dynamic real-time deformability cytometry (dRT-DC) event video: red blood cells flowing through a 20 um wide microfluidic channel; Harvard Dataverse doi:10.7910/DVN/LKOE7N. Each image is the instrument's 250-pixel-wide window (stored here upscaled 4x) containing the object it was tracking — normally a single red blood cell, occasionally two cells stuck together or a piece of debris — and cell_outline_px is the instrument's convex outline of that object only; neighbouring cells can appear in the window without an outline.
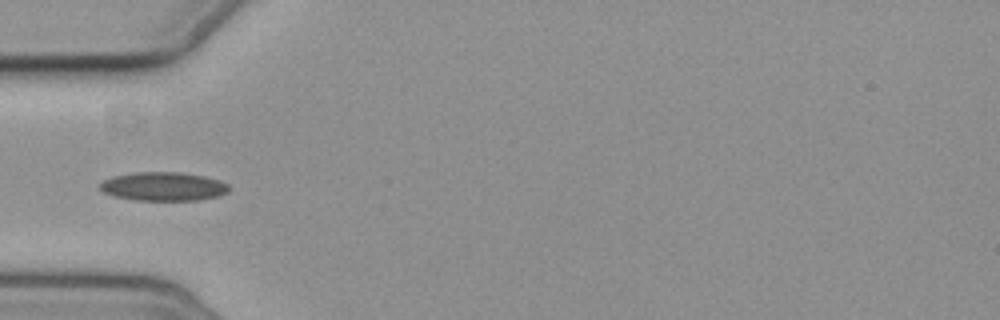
{"species": "common noctule bat (a hibernating species)", "species_latin": "Nyctalus noctula", "temperature_condition": "cold", "stored_images_in_passage": 9, "camera_frame_rate_fps": 3000, "um_per_image_px": 0.085, "animal": {"sex": "female", "body_mass_g": 19.3, "forearm_length_mm": 54.1}, "frame": {"image": 1, "passage_image": 6, "time_ms": 6.0, "image_size_px": [1000, 320], "cell_outline_px": [[232, 188], [228, 192], [220, 196], [200, 200], [136, 200], [112, 196], [104, 192], [100, 188], [100, 184], [104, 180], [112, 176], [136, 172], [180, 172], [204, 176], [220, 180], [228, 184]], "centroid_in_image_um": [13.93, 15.85], "position_along_channel_um": 71.1, "area_um2": 21.79}}
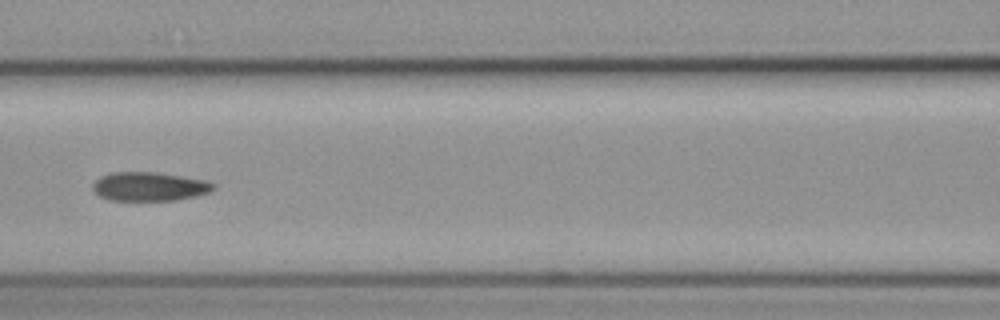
{"frame": {"image": 2, "passage_image": 8, "time_ms": 8.333, "image_size_px": [1000, 320], "cell_outline_px": [[216, 188], [208, 192], [196, 196], [176, 200], [108, 200], [100, 196], [92, 188], [92, 184], [100, 176], [112, 172], [156, 172], [204, 180], [216, 184]], "centroid_in_image_um": [12.68, 15.85], "position_along_channel_um": 153.9, "area_um2": 20.23}}
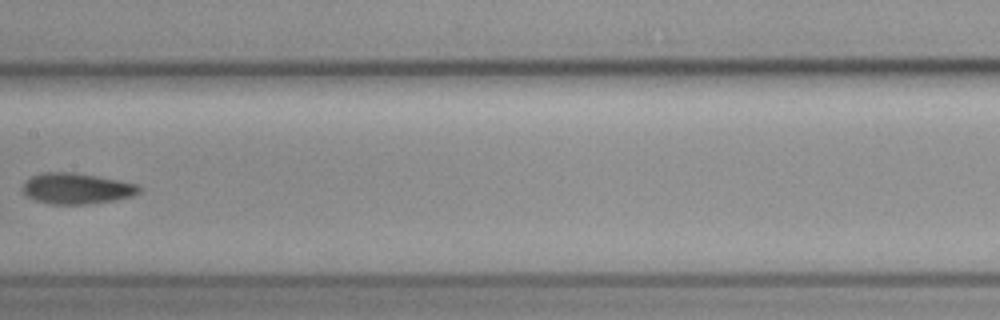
{"frame": {"image": 3, "passage_image": 9, "time_ms": 9.667, "image_size_px": [1000, 320], "cell_outline_px": [[144, 188], [140, 192], [132, 196], [112, 200], [88, 204], [52, 204], [36, 200], [24, 196], [20, 192], [20, 188], [24, 180], [32, 176], [44, 172], [72, 172], [120, 180], [136, 184]], "centroid_in_image_um": [6.46, 16.02], "position_along_channel_um": 200.9, "area_um2": 21.21}}